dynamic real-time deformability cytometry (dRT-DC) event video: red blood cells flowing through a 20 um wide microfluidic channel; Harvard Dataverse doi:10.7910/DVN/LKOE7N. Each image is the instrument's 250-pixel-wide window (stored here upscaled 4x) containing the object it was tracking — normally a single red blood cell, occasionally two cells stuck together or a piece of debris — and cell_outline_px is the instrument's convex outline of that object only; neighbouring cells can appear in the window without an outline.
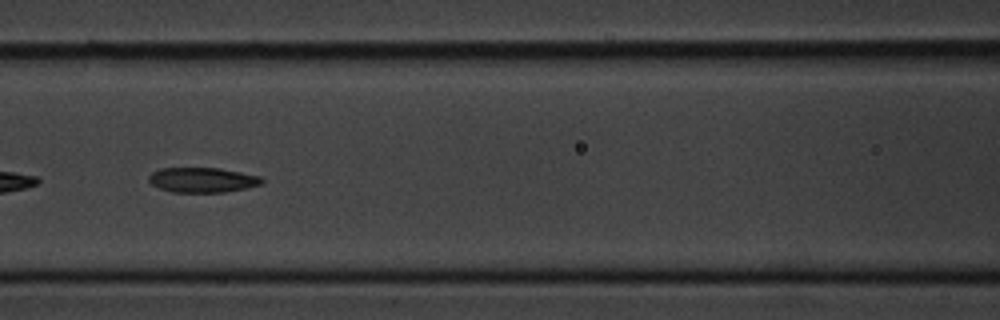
{"species": "common noctule bat (a hibernating species)", "species_latin": "Nyctalus noctula", "temperature_condition": "cold", "stored_images_in_passage": 47, "camera_frame_rate_fps": 3000, "um_per_image_px": 0.085, "animal": {"sex": "male", "body_mass_g": 20.1, "forearm_length_mm": 53.5}, "frame": {"image": 1, "passage_image": 24, "time_ms": 7.667, "image_size_px": [1000, 320], "cell_outline_px": [[264, 180], [260, 184], [248, 188], [224, 192], [172, 192], [160, 188], [152, 184], [148, 180], [148, 176], [152, 172], [160, 168], [220, 168], [260, 176]], "centroid_in_image_um": [17.2, 15.29], "position_along_channel_um": 149.4, "area_um2": 16.42}}
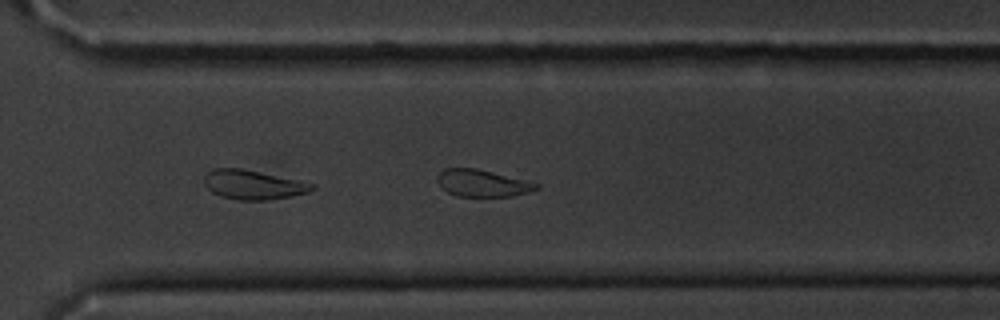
{"frame": {"image": 2, "passage_image": 39, "time_ms": 12.667, "image_size_px": [1000, 320], "cell_outline_px": [[540, 188], [528, 192], [512, 196], [456, 196], [448, 192], [436, 180], [436, 176], [444, 168], [476, 168], [540, 184]], "centroid_in_image_um": [40.99, 15.57], "position_along_channel_um": 329.6, "area_um2": 15.37}}
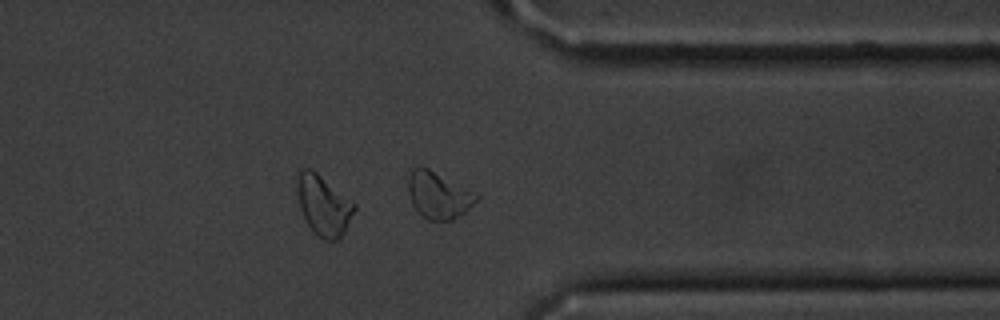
{"frame": {"image": 3, "passage_image": 43, "time_ms": 14.0, "image_size_px": [1000, 320], "cell_outline_px": [[480, 196], [460, 216], [452, 220], [428, 220], [412, 204], [408, 192], [408, 176], [412, 168], [428, 168]], "centroid_in_image_um": [37.24, 16.6], "position_along_channel_um": 374.2, "area_um2": 17.98}, "authors_computed_cell_mechanics": {"area_um2": 17.34, "velocity_mm_per_s": 3.6208, "shape_relaxation_time_tau1_ms": 6.4387, "shape_relaxation_time_tau2_ms": 6.385, "deformation_change_tau1": 0.1431, "deformation_change_tau2": 0.1285}}